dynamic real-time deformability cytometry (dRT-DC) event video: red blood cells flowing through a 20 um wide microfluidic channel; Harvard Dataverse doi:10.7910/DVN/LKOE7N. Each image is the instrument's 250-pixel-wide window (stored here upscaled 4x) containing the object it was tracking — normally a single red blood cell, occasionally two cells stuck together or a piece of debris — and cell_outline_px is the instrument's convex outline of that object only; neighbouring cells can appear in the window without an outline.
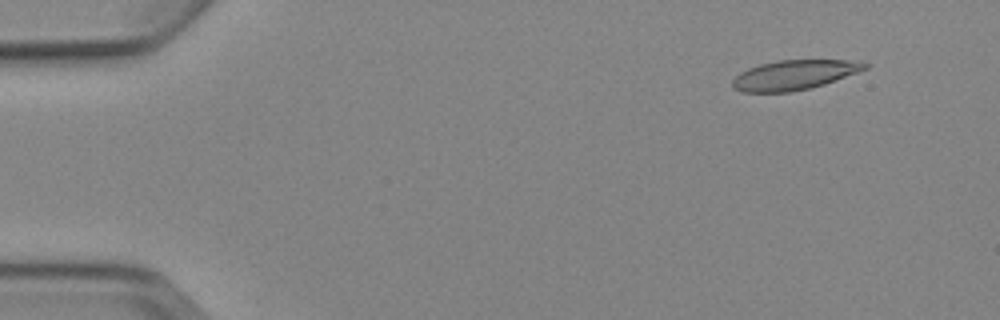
{"species": "Egyptian fruit bat (a non-hibernating species)", "species_latin": "Rousettus aegyptiacus", "temperature_condition": "cold", "stored_images_in_passage": 5, "camera_frame_rate_fps": 3000, "um_per_image_px": 0.085, "animal": {"sex": "female"}, "frame": {"image": 1, "passage_image": 2, "time_ms": 1.0, "image_size_px": [1000, 320], "cell_outline_px": [[872, 64], [868, 68], [824, 84], [812, 88], [792, 92], [740, 92], [732, 88], [732, 80], [740, 72], [748, 68], [760, 64], [780, 60], [864, 60]], "centroid_in_image_um": [67.54, 6.36], "position_along_channel_um": 17.5, "area_um2": 23.18}}
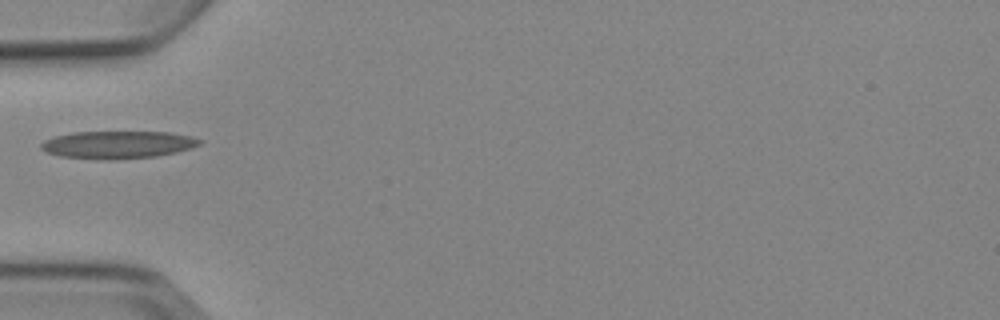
{"frame": {"image": 2, "passage_image": 5, "time_ms": 5.333, "image_size_px": [1000, 320], "cell_outline_px": [[204, 140], [200, 144], [192, 148], [176, 152], [156, 156], [116, 160], [96, 160], [60, 156], [48, 152], [40, 148], [40, 144], [44, 140], [56, 136], [72, 132], [168, 132], [192, 136]], "centroid_in_image_um": [10.02, 12.31], "position_along_channel_um": 75.0, "area_um2": 25.72}}